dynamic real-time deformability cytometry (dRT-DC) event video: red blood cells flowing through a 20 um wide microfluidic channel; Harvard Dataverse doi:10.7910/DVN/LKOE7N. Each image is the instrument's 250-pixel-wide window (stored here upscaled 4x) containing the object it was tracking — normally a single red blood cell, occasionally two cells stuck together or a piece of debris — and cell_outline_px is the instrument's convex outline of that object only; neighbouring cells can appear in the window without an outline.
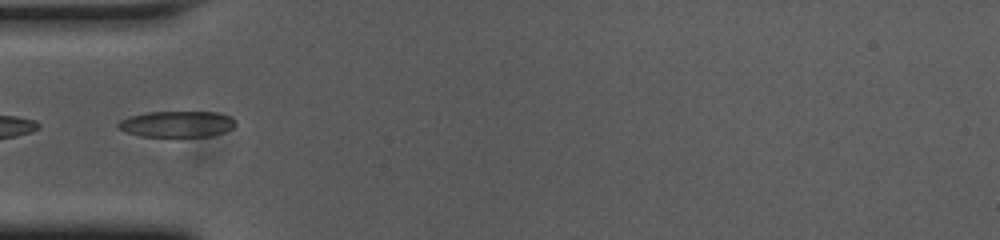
{"species": "common noctule bat (a hibernating species)", "species_latin": "Nyctalus noctula", "temperature_condition": "cold", "stored_images_in_passage": 38, "camera_frame_rate_fps": 3000, "um_per_image_px": 0.085, "animal": {"sex": "female", "body_mass_g": 23.0, "forearm_length_mm": 53.4}, "frame": {"image": 1, "passage_image": 1, "time_ms": 0.0, "image_size_px": [1000, 240], "cell_outline_px": [[236, 124], [232, 128], [224, 132], [212, 136], [140, 136], [116, 128], [116, 124], [120, 120], [132, 116], [148, 112], [216, 112], [228, 116]], "centroid_in_image_um": [15.01, 10.55], "position_along_channel_um": 70.0, "area_um2": 17.63}}
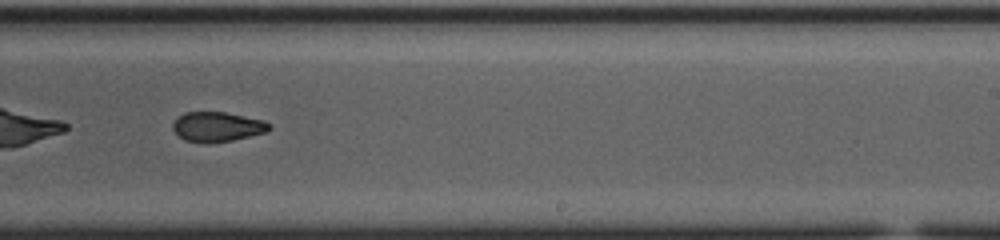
{"frame": {"image": 2, "passage_image": 17, "time_ms": 5.333, "image_size_px": [1000, 240], "cell_outline_px": [[272, 128], [268, 132], [232, 140], [208, 144], [184, 140], [172, 128], [172, 124], [176, 116], [184, 112], [224, 112], [264, 120], [272, 124]], "centroid_in_image_um": [18.48, 10.78], "position_along_channel_um": 270.5, "area_um2": 16.99}, "authors_computed_cell_mechanics": {"area_um2": 17.1666, "velocity_mm_per_s": 3.7568, "shape_relaxation_time_tau1_ms": null, "shape_relaxation_time_tau2_ms": 3.8358, "deformation_change_tau1": null, "deformation_change_tau2": 0.1016}}